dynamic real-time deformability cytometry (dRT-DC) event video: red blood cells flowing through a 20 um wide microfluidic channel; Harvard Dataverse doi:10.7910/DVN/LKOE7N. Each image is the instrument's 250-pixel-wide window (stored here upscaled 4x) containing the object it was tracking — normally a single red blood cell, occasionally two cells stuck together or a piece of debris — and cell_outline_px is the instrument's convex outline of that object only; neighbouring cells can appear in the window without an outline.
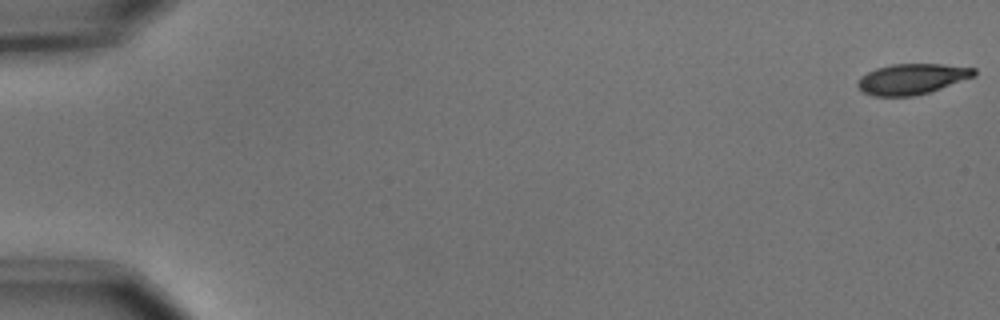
{"species": "common noctule bat (a hibernating species)", "species_latin": "Nyctalus noctula", "temperature_condition": "cold", "stored_images_in_passage": 55, "camera_frame_rate_fps": 3000, "um_per_image_px": 0.085, "animal": {"sex": "male", "body_mass_g": 15.6}, "frame": {"image": 1, "passage_image": 1, "time_ms": 0.0, "image_size_px": [1000, 320], "cell_outline_px": [[976, 76], [928, 92], [912, 96], [872, 96], [864, 92], [856, 84], [856, 80], [860, 76], [876, 68], [892, 64], [940, 64], [976, 68]], "centroid_in_image_um": [77.49, 6.71], "position_along_channel_um": 7.5, "area_um2": 20.69}}
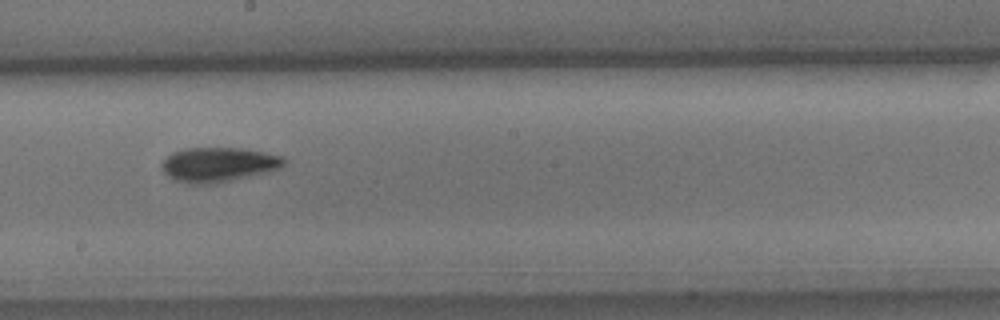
{"frame": {"image": 2, "passage_image": 32, "time_ms": 10.333, "image_size_px": [1000, 320], "cell_outline_px": [[288, 160], [280, 168], [216, 184], [192, 184], [172, 180], [164, 172], [160, 164], [172, 152], [188, 148], [240, 148], [264, 152], [284, 156]], "centroid_in_image_um": [18.55, 13.99], "position_along_channel_um": 229.6, "area_um2": 24.62}}
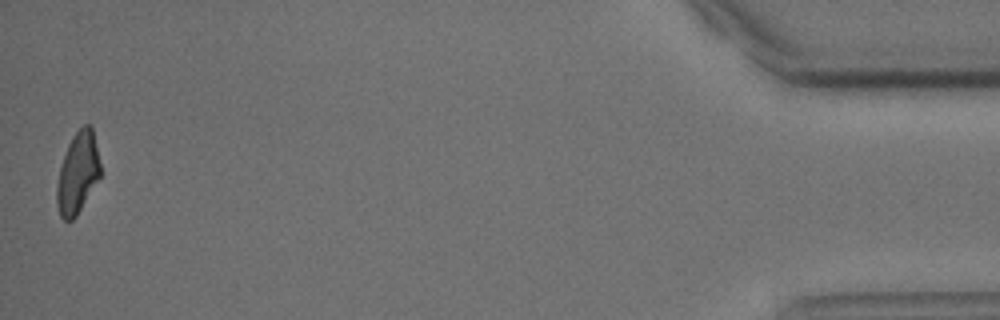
{"frame": {"image": 3, "passage_image": 55, "time_ms": 18.0, "image_size_px": [1000, 320], "cell_outline_px": [[100, 176], [76, 216], [72, 220], [64, 220], [60, 216], [56, 204], [56, 188], [60, 168], [68, 144], [72, 136], [84, 124], [88, 124], [92, 128], [100, 164]], "centroid_in_image_um": [6.59, 14.71], "position_along_channel_um": 428.6, "area_um2": 20.23}, "authors_computed_cell_mechanics": {"area_um2": 22.253, "velocity_mm_per_s": 3.6813, "shape_relaxation_time_tau1_ms": 2.3535, "shape_relaxation_time_tau2_ms": 6.7411, "deformation_change_tau1": 0.1404, "deformation_change_tau2": 0.1369}}